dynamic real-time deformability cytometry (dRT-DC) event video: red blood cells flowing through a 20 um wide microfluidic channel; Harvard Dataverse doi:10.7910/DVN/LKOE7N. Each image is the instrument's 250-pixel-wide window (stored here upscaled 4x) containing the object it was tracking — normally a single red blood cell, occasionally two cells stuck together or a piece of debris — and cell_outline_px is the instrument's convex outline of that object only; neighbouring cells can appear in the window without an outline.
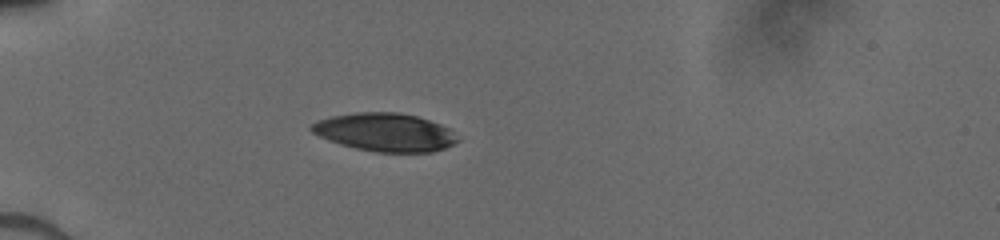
{"species": "human", "species_latin": "Homo sapiens", "temperature_condition": "cold", "stored_images_in_passage": 36, "camera_frame_rate_fps": 3000, "um_per_image_px": 0.085, "donor": {"sex": "male"}, "frame": {"image": 1, "passage_image": 1, "time_ms": 0.0, "image_size_px": [1000, 240], "cell_outline_px": [[460, 140], [444, 148], [432, 152], [376, 152], [356, 148], [340, 144], [328, 140], [312, 132], [308, 128], [316, 120], [332, 116], [356, 112], [396, 112], [416, 116], [440, 124], [448, 128]], "centroid_in_image_um": [32.7, 11.24], "position_along_channel_um": 52.3, "area_um2": 32.37}}
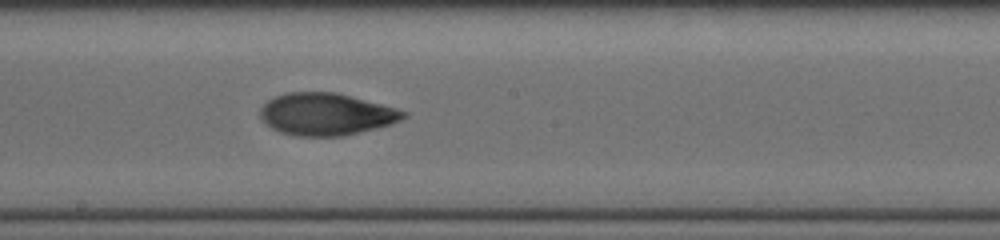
{"frame": {"image": 2, "passage_image": 15, "time_ms": 4.667, "image_size_px": [1000, 240], "cell_outline_px": [[408, 116], [392, 124], [344, 136], [296, 136], [280, 132], [264, 124], [260, 120], [260, 108], [268, 100], [284, 92], [336, 92], [396, 108], [408, 112]], "centroid_in_image_um": [27.7, 9.71], "position_along_channel_um": 220.5, "area_um2": 35.37}}
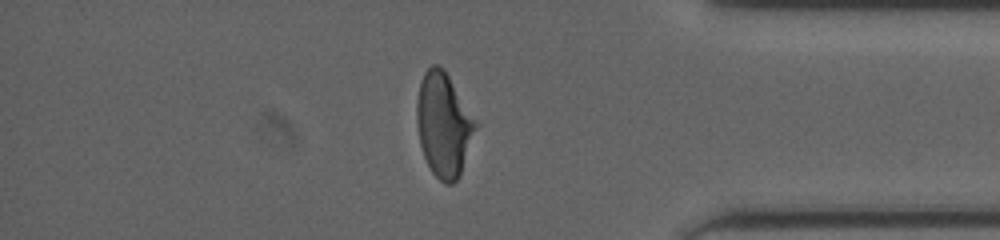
{"frame": {"image": 3, "passage_image": 29, "time_ms": 9.333, "image_size_px": [1000, 240], "cell_outline_px": [[480, 124], [460, 176], [452, 184], [444, 184], [432, 172], [424, 156], [420, 144], [416, 120], [416, 100], [420, 80], [424, 72], [432, 64], [436, 64], [444, 68]], "centroid_in_image_um": [37.74, 10.58], "position_along_channel_um": 397.5, "area_um2": 36.41}}